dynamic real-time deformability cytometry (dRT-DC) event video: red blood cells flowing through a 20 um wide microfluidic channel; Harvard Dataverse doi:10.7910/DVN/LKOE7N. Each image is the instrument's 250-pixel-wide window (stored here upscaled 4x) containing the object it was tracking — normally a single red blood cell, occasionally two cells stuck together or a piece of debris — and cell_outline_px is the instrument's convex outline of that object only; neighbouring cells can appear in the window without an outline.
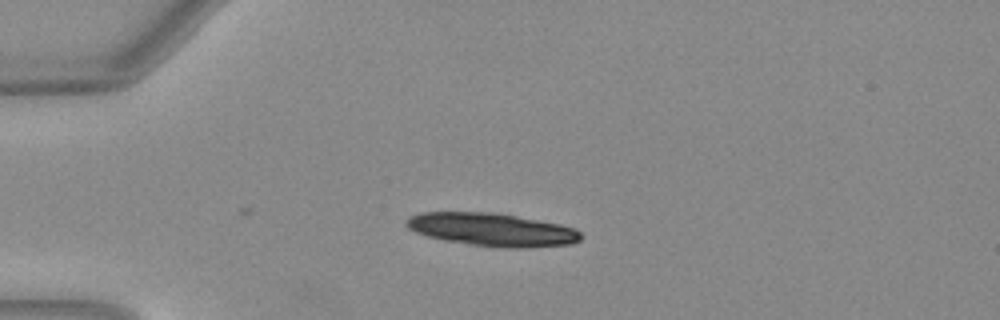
{"species": "Egyptian fruit bat (a non-hibernating species)", "species_latin": "Rousettus aegyptiacus", "temperature_condition": "warm", "stored_images_in_passage": 33, "camera_frame_rate_fps": 3000, "um_per_image_px": 0.085, "animal": {"sex": "female"}, "frame": {"image": 1, "passage_image": 1, "time_ms": 0.0, "image_size_px": [1000, 320], "cell_outline_px": [[584, 236], [580, 240], [572, 244], [508, 248], [472, 244], [444, 240], [428, 236], [416, 232], [408, 228], [404, 224], [404, 220], [420, 212], [488, 212], [516, 216], [560, 224], [572, 228], [580, 232]], "centroid_in_image_um": [41.8, 19.51], "position_along_channel_um": 43.2, "area_um2": 33.18}}